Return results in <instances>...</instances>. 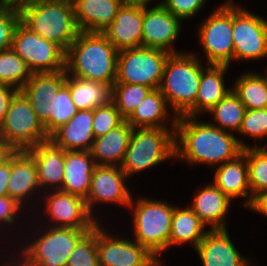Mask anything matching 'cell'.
Returning <instances> with one entry per match:
<instances>
[{
	"label": "cell",
	"instance_id": "6da1fadb",
	"mask_svg": "<svg viewBox=\"0 0 267 266\" xmlns=\"http://www.w3.org/2000/svg\"><path fill=\"white\" fill-rule=\"evenodd\" d=\"M230 132L198 122L197 117L180 116L175 127V157L208 166L234 160L249 144Z\"/></svg>",
	"mask_w": 267,
	"mask_h": 266
},
{
	"label": "cell",
	"instance_id": "7a4b0ae2",
	"mask_svg": "<svg viewBox=\"0 0 267 266\" xmlns=\"http://www.w3.org/2000/svg\"><path fill=\"white\" fill-rule=\"evenodd\" d=\"M118 50L100 32L80 31L65 55V70L75 78L105 83L117 77Z\"/></svg>",
	"mask_w": 267,
	"mask_h": 266
},
{
	"label": "cell",
	"instance_id": "3957f363",
	"mask_svg": "<svg viewBox=\"0 0 267 266\" xmlns=\"http://www.w3.org/2000/svg\"><path fill=\"white\" fill-rule=\"evenodd\" d=\"M20 14L27 27L65 52L80 32L72 0H34L22 7Z\"/></svg>",
	"mask_w": 267,
	"mask_h": 266
},
{
	"label": "cell",
	"instance_id": "277c9868",
	"mask_svg": "<svg viewBox=\"0 0 267 266\" xmlns=\"http://www.w3.org/2000/svg\"><path fill=\"white\" fill-rule=\"evenodd\" d=\"M202 66L196 54L169 55L159 90L173 109L174 117L185 116L195 106Z\"/></svg>",
	"mask_w": 267,
	"mask_h": 266
},
{
	"label": "cell",
	"instance_id": "5b68a950",
	"mask_svg": "<svg viewBox=\"0 0 267 266\" xmlns=\"http://www.w3.org/2000/svg\"><path fill=\"white\" fill-rule=\"evenodd\" d=\"M168 128H132L128 148L120 168L129 177L167 159H175V127L178 117ZM173 130V132H172Z\"/></svg>",
	"mask_w": 267,
	"mask_h": 266
},
{
	"label": "cell",
	"instance_id": "8992f818",
	"mask_svg": "<svg viewBox=\"0 0 267 266\" xmlns=\"http://www.w3.org/2000/svg\"><path fill=\"white\" fill-rule=\"evenodd\" d=\"M0 140L9 151H27L49 140L28 98L19 90L0 126Z\"/></svg>",
	"mask_w": 267,
	"mask_h": 266
},
{
	"label": "cell",
	"instance_id": "52a82bcc",
	"mask_svg": "<svg viewBox=\"0 0 267 266\" xmlns=\"http://www.w3.org/2000/svg\"><path fill=\"white\" fill-rule=\"evenodd\" d=\"M137 200L133 207L135 241L160 262L158 254L169 248L174 206L146 198Z\"/></svg>",
	"mask_w": 267,
	"mask_h": 266
},
{
	"label": "cell",
	"instance_id": "ba28073f",
	"mask_svg": "<svg viewBox=\"0 0 267 266\" xmlns=\"http://www.w3.org/2000/svg\"><path fill=\"white\" fill-rule=\"evenodd\" d=\"M93 229L50 227L22 251L23 266H67L77 243Z\"/></svg>",
	"mask_w": 267,
	"mask_h": 266
},
{
	"label": "cell",
	"instance_id": "9c48e42d",
	"mask_svg": "<svg viewBox=\"0 0 267 266\" xmlns=\"http://www.w3.org/2000/svg\"><path fill=\"white\" fill-rule=\"evenodd\" d=\"M170 53L148 47L128 48L118 52L115 83L137 84L159 89L164 66Z\"/></svg>",
	"mask_w": 267,
	"mask_h": 266
},
{
	"label": "cell",
	"instance_id": "30bf717a",
	"mask_svg": "<svg viewBox=\"0 0 267 266\" xmlns=\"http://www.w3.org/2000/svg\"><path fill=\"white\" fill-rule=\"evenodd\" d=\"M11 48L26 62L32 73H55L65 69L66 52L27 27L17 24Z\"/></svg>",
	"mask_w": 267,
	"mask_h": 266
},
{
	"label": "cell",
	"instance_id": "8fae6325",
	"mask_svg": "<svg viewBox=\"0 0 267 266\" xmlns=\"http://www.w3.org/2000/svg\"><path fill=\"white\" fill-rule=\"evenodd\" d=\"M199 39L209 65H228L233 60L232 0L221 4L199 27Z\"/></svg>",
	"mask_w": 267,
	"mask_h": 266
},
{
	"label": "cell",
	"instance_id": "7c38bea8",
	"mask_svg": "<svg viewBox=\"0 0 267 266\" xmlns=\"http://www.w3.org/2000/svg\"><path fill=\"white\" fill-rule=\"evenodd\" d=\"M232 38L234 60L267 57V20L232 2Z\"/></svg>",
	"mask_w": 267,
	"mask_h": 266
},
{
	"label": "cell",
	"instance_id": "4fadbf2b",
	"mask_svg": "<svg viewBox=\"0 0 267 266\" xmlns=\"http://www.w3.org/2000/svg\"><path fill=\"white\" fill-rule=\"evenodd\" d=\"M97 224L99 266H159V262L138 242L116 238Z\"/></svg>",
	"mask_w": 267,
	"mask_h": 266
},
{
	"label": "cell",
	"instance_id": "5bb4252c",
	"mask_svg": "<svg viewBox=\"0 0 267 266\" xmlns=\"http://www.w3.org/2000/svg\"><path fill=\"white\" fill-rule=\"evenodd\" d=\"M126 178L127 175L118 166L96 165L85 199L90 214L95 202L119 203L133 207V198L124 182Z\"/></svg>",
	"mask_w": 267,
	"mask_h": 266
},
{
	"label": "cell",
	"instance_id": "9a60e30c",
	"mask_svg": "<svg viewBox=\"0 0 267 266\" xmlns=\"http://www.w3.org/2000/svg\"><path fill=\"white\" fill-rule=\"evenodd\" d=\"M180 22L161 3L150 9L143 7L142 47L160 49L170 54L178 53L172 43L180 33Z\"/></svg>",
	"mask_w": 267,
	"mask_h": 266
},
{
	"label": "cell",
	"instance_id": "2e32d148",
	"mask_svg": "<svg viewBox=\"0 0 267 266\" xmlns=\"http://www.w3.org/2000/svg\"><path fill=\"white\" fill-rule=\"evenodd\" d=\"M46 198V212L51 220L55 221L53 227L93 229L98 223L96 218L87 209L85 199L53 190Z\"/></svg>",
	"mask_w": 267,
	"mask_h": 266
},
{
	"label": "cell",
	"instance_id": "e0dca14e",
	"mask_svg": "<svg viewBox=\"0 0 267 266\" xmlns=\"http://www.w3.org/2000/svg\"><path fill=\"white\" fill-rule=\"evenodd\" d=\"M66 79L65 69L55 73H32L21 89L48 136H50V115L53 113V95L59 92Z\"/></svg>",
	"mask_w": 267,
	"mask_h": 266
},
{
	"label": "cell",
	"instance_id": "ac0fdd59",
	"mask_svg": "<svg viewBox=\"0 0 267 266\" xmlns=\"http://www.w3.org/2000/svg\"><path fill=\"white\" fill-rule=\"evenodd\" d=\"M203 266H251L252 263L239 254L227 229H210L196 247ZM251 264V265H250Z\"/></svg>",
	"mask_w": 267,
	"mask_h": 266
},
{
	"label": "cell",
	"instance_id": "d6986e66",
	"mask_svg": "<svg viewBox=\"0 0 267 266\" xmlns=\"http://www.w3.org/2000/svg\"><path fill=\"white\" fill-rule=\"evenodd\" d=\"M143 7L124 6L102 34L120 51L142 46Z\"/></svg>",
	"mask_w": 267,
	"mask_h": 266
},
{
	"label": "cell",
	"instance_id": "ffe728a7",
	"mask_svg": "<svg viewBox=\"0 0 267 266\" xmlns=\"http://www.w3.org/2000/svg\"><path fill=\"white\" fill-rule=\"evenodd\" d=\"M92 123V109L78 110L66 124L49 136V140L64 151H90L95 139Z\"/></svg>",
	"mask_w": 267,
	"mask_h": 266
},
{
	"label": "cell",
	"instance_id": "44dd1931",
	"mask_svg": "<svg viewBox=\"0 0 267 266\" xmlns=\"http://www.w3.org/2000/svg\"><path fill=\"white\" fill-rule=\"evenodd\" d=\"M80 31L102 33L117 16L121 0H72Z\"/></svg>",
	"mask_w": 267,
	"mask_h": 266
},
{
	"label": "cell",
	"instance_id": "7402d4cb",
	"mask_svg": "<svg viewBox=\"0 0 267 266\" xmlns=\"http://www.w3.org/2000/svg\"><path fill=\"white\" fill-rule=\"evenodd\" d=\"M95 167L90 151H64V176L60 191L86 199Z\"/></svg>",
	"mask_w": 267,
	"mask_h": 266
},
{
	"label": "cell",
	"instance_id": "603a6c76",
	"mask_svg": "<svg viewBox=\"0 0 267 266\" xmlns=\"http://www.w3.org/2000/svg\"><path fill=\"white\" fill-rule=\"evenodd\" d=\"M26 152L36 164L40 188L55 184L53 188H56V191L61 190L64 176V150L48 140Z\"/></svg>",
	"mask_w": 267,
	"mask_h": 266
},
{
	"label": "cell",
	"instance_id": "cb8c5ba5",
	"mask_svg": "<svg viewBox=\"0 0 267 266\" xmlns=\"http://www.w3.org/2000/svg\"><path fill=\"white\" fill-rule=\"evenodd\" d=\"M40 189L34 159L26 151H11V174L7 185V195L18 204L31 192Z\"/></svg>",
	"mask_w": 267,
	"mask_h": 266
},
{
	"label": "cell",
	"instance_id": "d4e9b609",
	"mask_svg": "<svg viewBox=\"0 0 267 266\" xmlns=\"http://www.w3.org/2000/svg\"><path fill=\"white\" fill-rule=\"evenodd\" d=\"M131 133L132 127L124 120L105 135L95 138L90 153L96 165H119L120 167L128 148Z\"/></svg>",
	"mask_w": 267,
	"mask_h": 266
},
{
	"label": "cell",
	"instance_id": "484cf974",
	"mask_svg": "<svg viewBox=\"0 0 267 266\" xmlns=\"http://www.w3.org/2000/svg\"><path fill=\"white\" fill-rule=\"evenodd\" d=\"M230 202L214 183H210L198 191L190 208L205 225L210 224L212 230L227 229L224 219Z\"/></svg>",
	"mask_w": 267,
	"mask_h": 266
},
{
	"label": "cell",
	"instance_id": "4316f807",
	"mask_svg": "<svg viewBox=\"0 0 267 266\" xmlns=\"http://www.w3.org/2000/svg\"><path fill=\"white\" fill-rule=\"evenodd\" d=\"M228 65H208L202 69L195 106L185 115L196 117L200 112L210 111L232 88H226L223 75Z\"/></svg>",
	"mask_w": 267,
	"mask_h": 266
},
{
	"label": "cell",
	"instance_id": "83f0119b",
	"mask_svg": "<svg viewBox=\"0 0 267 266\" xmlns=\"http://www.w3.org/2000/svg\"><path fill=\"white\" fill-rule=\"evenodd\" d=\"M214 184L230 199L248 197L250 190L247 157L241 153L216 169Z\"/></svg>",
	"mask_w": 267,
	"mask_h": 266
},
{
	"label": "cell",
	"instance_id": "f1b7e54d",
	"mask_svg": "<svg viewBox=\"0 0 267 266\" xmlns=\"http://www.w3.org/2000/svg\"><path fill=\"white\" fill-rule=\"evenodd\" d=\"M69 75L67 74L66 84L78 110H93L111 101L112 88L109 85L73 76L70 78Z\"/></svg>",
	"mask_w": 267,
	"mask_h": 266
},
{
	"label": "cell",
	"instance_id": "f546056e",
	"mask_svg": "<svg viewBox=\"0 0 267 266\" xmlns=\"http://www.w3.org/2000/svg\"><path fill=\"white\" fill-rule=\"evenodd\" d=\"M168 103L159 89L152 90L126 120L132 128H167ZM164 120V121H163Z\"/></svg>",
	"mask_w": 267,
	"mask_h": 266
},
{
	"label": "cell",
	"instance_id": "4dcf8cb0",
	"mask_svg": "<svg viewBox=\"0 0 267 266\" xmlns=\"http://www.w3.org/2000/svg\"><path fill=\"white\" fill-rule=\"evenodd\" d=\"M205 226L190 207H174L169 247L191 242L196 248L207 232L204 231Z\"/></svg>",
	"mask_w": 267,
	"mask_h": 266
},
{
	"label": "cell",
	"instance_id": "1f68e13d",
	"mask_svg": "<svg viewBox=\"0 0 267 266\" xmlns=\"http://www.w3.org/2000/svg\"><path fill=\"white\" fill-rule=\"evenodd\" d=\"M247 157L248 177L251 196L245 201L246 207L252 209L255 201L263 194L267 193V148L257 146L243 149L242 152Z\"/></svg>",
	"mask_w": 267,
	"mask_h": 266
},
{
	"label": "cell",
	"instance_id": "d6a6232c",
	"mask_svg": "<svg viewBox=\"0 0 267 266\" xmlns=\"http://www.w3.org/2000/svg\"><path fill=\"white\" fill-rule=\"evenodd\" d=\"M233 92L246 109H265L267 104V74L265 77L254 72L241 75L236 80Z\"/></svg>",
	"mask_w": 267,
	"mask_h": 266
},
{
	"label": "cell",
	"instance_id": "836d02e7",
	"mask_svg": "<svg viewBox=\"0 0 267 266\" xmlns=\"http://www.w3.org/2000/svg\"><path fill=\"white\" fill-rule=\"evenodd\" d=\"M246 108L238 96L231 90L210 111L216 124L210 123L221 130L230 129L239 132ZM227 128V129H226Z\"/></svg>",
	"mask_w": 267,
	"mask_h": 266
},
{
	"label": "cell",
	"instance_id": "e575fe53",
	"mask_svg": "<svg viewBox=\"0 0 267 266\" xmlns=\"http://www.w3.org/2000/svg\"><path fill=\"white\" fill-rule=\"evenodd\" d=\"M31 75L26 62L12 48L0 51V84L21 90Z\"/></svg>",
	"mask_w": 267,
	"mask_h": 266
},
{
	"label": "cell",
	"instance_id": "d590c367",
	"mask_svg": "<svg viewBox=\"0 0 267 266\" xmlns=\"http://www.w3.org/2000/svg\"><path fill=\"white\" fill-rule=\"evenodd\" d=\"M152 90L151 87L143 85L114 83L111 100L114 102L121 117L127 120Z\"/></svg>",
	"mask_w": 267,
	"mask_h": 266
},
{
	"label": "cell",
	"instance_id": "8d00e7d4",
	"mask_svg": "<svg viewBox=\"0 0 267 266\" xmlns=\"http://www.w3.org/2000/svg\"><path fill=\"white\" fill-rule=\"evenodd\" d=\"M67 266H99L97 251V225L75 246Z\"/></svg>",
	"mask_w": 267,
	"mask_h": 266
},
{
	"label": "cell",
	"instance_id": "74e56055",
	"mask_svg": "<svg viewBox=\"0 0 267 266\" xmlns=\"http://www.w3.org/2000/svg\"><path fill=\"white\" fill-rule=\"evenodd\" d=\"M71 99L69 86L65 83L57 94L53 95V113L50 115V135L60 126L66 124L76 113Z\"/></svg>",
	"mask_w": 267,
	"mask_h": 266
},
{
	"label": "cell",
	"instance_id": "f35d334b",
	"mask_svg": "<svg viewBox=\"0 0 267 266\" xmlns=\"http://www.w3.org/2000/svg\"><path fill=\"white\" fill-rule=\"evenodd\" d=\"M124 119L121 117L114 102L111 100L106 105L93 109L92 129L94 137L105 135L110 130L119 126Z\"/></svg>",
	"mask_w": 267,
	"mask_h": 266
},
{
	"label": "cell",
	"instance_id": "ab89813d",
	"mask_svg": "<svg viewBox=\"0 0 267 266\" xmlns=\"http://www.w3.org/2000/svg\"><path fill=\"white\" fill-rule=\"evenodd\" d=\"M239 133L255 141L267 137V109H246Z\"/></svg>",
	"mask_w": 267,
	"mask_h": 266
},
{
	"label": "cell",
	"instance_id": "60d3db41",
	"mask_svg": "<svg viewBox=\"0 0 267 266\" xmlns=\"http://www.w3.org/2000/svg\"><path fill=\"white\" fill-rule=\"evenodd\" d=\"M20 20L19 9L0 6V51L11 48L13 34Z\"/></svg>",
	"mask_w": 267,
	"mask_h": 266
},
{
	"label": "cell",
	"instance_id": "b9f144b4",
	"mask_svg": "<svg viewBox=\"0 0 267 266\" xmlns=\"http://www.w3.org/2000/svg\"><path fill=\"white\" fill-rule=\"evenodd\" d=\"M160 3L180 20H186L196 15L206 0H163Z\"/></svg>",
	"mask_w": 267,
	"mask_h": 266
},
{
	"label": "cell",
	"instance_id": "7bdbcfd3",
	"mask_svg": "<svg viewBox=\"0 0 267 266\" xmlns=\"http://www.w3.org/2000/svg\"><path fill=\"white\" fill-rule=\"evenodd\" d=\"M14 199L8 195L0 196V222L11 223L15 222V215L22 208Z\"/></svg>",
	"mask_w": 267,
	"mask_h": 266
},
{
	"label": "cell",
	"instance_id": "ee69618b",
	"mask_svg": "<svg viewBox=\"0 0 267 266\" xmlns=\"http://www.w3.org/2000/svg\"><path fill=\"white\" fill-rule=\"evenodd\" d=\"M15 87L0 84V126L2 125L5 115L9 109V105L14 97V95L18 92Z\"/></svg>",
	"mask_w": 267,
	"mask_h": 266
},
{
	"label": "cell",
	"instance_id": "f6af8a7d",
	"mask_svg": "<svg viewBox=\"0 0 267 266\" xmlns=\"http://www.w3.org/2000/svg\"><path fill=\"white\" fill-rule=\"evenodd\" d=\"M11 174V151L0 160V196L7 195V185Z\"/></svg>",
	"mask_w": 267,
	"mask_h": 266
},
{
	"label": "cell",
	"instance_id": "bcb514c9",
	"mask_svg": "<svg viewBox=\"0 0 267 266\" xmlns=\"http://www.w3.org/2000/svg\"><path fill=\"white\" fill-rule=\"evenodd\" d=\"M33 1L34 0H0V6L16 8L20 10L22 7L31 4Z\"/></svg>",
	"mask_w": 267,
	"mask_h": 266
},
{
	"label": "cell",
	"instance_id": "7dc6e473",
	"mask_svg": "<svg viewBox=\"0 0 267 266\" xmlns=\"http://www.w3.org/2000/svg\"><path fill=\"white\" fill-rule=\"evenodd\" d=\"M251 210H255L267 216V193L263 194L255 201Z\"/></svg>",
	"mask_w": 267,
	"mask_h": 266
},
{
	"label": "cell",
	"instance_id": "c3c4849f",
	"mask_svg": "<svg viewBox=\"0 0 267 266\" xmlns=\"http://www.w3.org/2000/svg\"><path fill=\"white\" fill-rule=\"evenodd\" d=\"M124 6L147 7V3L151 0H121Z\"/></svg>",
	"mask_w": 267,
	"mask_h": 266
},
{
	"label": "cell",
	"instance_id": "681fc988",
	"mask_svg": "<svg viewBox=\"0 0 267 266\" xmlns=\"http://www.w3.org/2000/svg\"><path fill=\"white\" fill-rule=\"evenodd\" d=\"M9 152V150L5 147V145L0 140V160L5 157V155Z\"/></svg>",
	"mask_w": 267,
	"mask_h": 266
},
{
	"label": "cell",
	"instance_id": "f907efd6",
	"mask_svg": "<svg viewBox=\"0 0 267 266\" xmlns=\"http://www.w3.org/2000/svg\"><path fill=\"white\" fill-rule=\"evenodd\" d=\"M19 263V264H18ZM14 264V265H13ZM4 266V265H3ZM5 266H23L20 262H15V263H13V262H10L9 263V265H8V263L5 265Z\"/></svg>",
	"mask_w": 267,
	"mask_h": 266
}]
</instances>
